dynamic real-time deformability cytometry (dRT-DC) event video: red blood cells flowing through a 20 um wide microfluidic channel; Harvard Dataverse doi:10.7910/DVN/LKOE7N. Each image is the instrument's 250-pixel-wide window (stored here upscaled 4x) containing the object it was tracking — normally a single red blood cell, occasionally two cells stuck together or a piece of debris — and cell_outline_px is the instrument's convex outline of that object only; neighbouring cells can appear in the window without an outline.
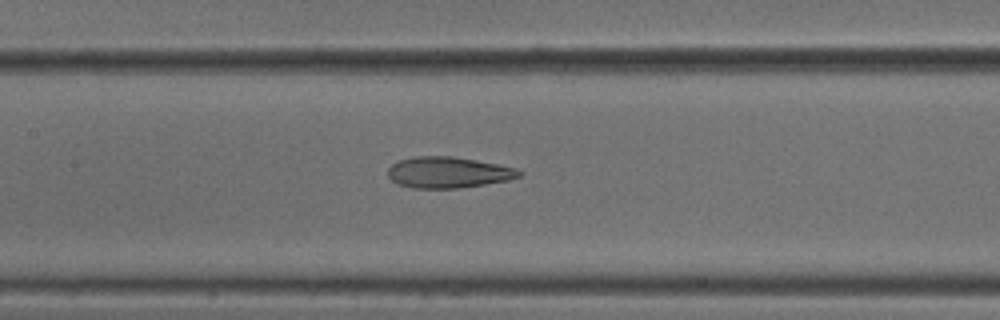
{"species": "common noctule bat (a hibernating species)", "species_latin": "Nyctalus noctula", "temperature_condition": "cold", "stored_images_in_passage": 7, "camera_frame_rate_fps": 3000, "um_per_image_px": 0.085, "animal": {"sex": "male", "body_mass_g": 18.8}, "frame": {"image": 1, "passage_image": 7, "time_ms": 2.0, "image_size_px": [1000, 320], "cell_outline_px": [[524, 172], [520, 176], [508, 180], [460, 188], [412, 188], [396, 184], [388, 176], [388, 168], [392, 164], [400, 160], [416, 156], [452, 156], [476, 160], [516, 168]], "centroid_in_image_um": [38.08, 14.66], "position_along_channel_um": 169.3, "area_um2": 23.76}}